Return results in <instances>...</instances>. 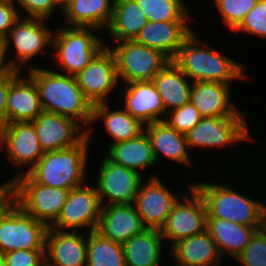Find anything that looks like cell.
Masks as SVG:
<instances>
[{"instance_id":"obj_1","label":"cell","mask_w":266,"mask_h":266,"mask_svg":"<svg viewBox=\"0 0 266 266\" xmlns=\"http://www.w3.org/2000/svg\"><path fill=\"white\" fill-rule=\"evenodd\" d=\"M28 69V76L34 80L38 88L43 111L69 117L78 124L81 120L85 132L91 137L93 105L78 86L76 77L41 67Z\"/></svg>"},{"instance_id":"obj_2","label":"cell","mask_w":266,"mask_h":266,"mask_svg":"<svg viewBox=\"0 0 266 266\" xmlns=\"http://www.w3.org/2000/svg\"><path fill=\"white\" fill-rule=\"evenodd\" d=\"M201 44L193 31L172 60L192 82L230 84L229 81L247 77L240 63L234 62L219 51L208 49L206 44Z\"/></svg>"},{"instance_id":"obj_3","label":"cell","mask_w":266,"mask_h":266,"mask_svg":"<svg viewBox=\"0 0 266 266\" xmlns=\"http://www.w3.org/2000/svg\"><path fill=\"white\" fill-rule=\"evenodd\" d=\"M89 140L86 135L73 147L45 152L27 174L36 183L53 188L72 190L85 184Z\"/></svg>"},{"instance_id":"obj_4","label":"cell","mask_w":266,"mask_h":266,"mask_svg":"<svg viewBox=\"0 0 266 266\" xmlns=\"http://www.w3.org/2000/svg\"><path fill=\"white\" fill-rule=\"evenodd\" d=\"M192 186L202 196L207 218H221L257 230L263 228L265 204L238 193L226 185L194 182Z\"/></svg>"},{"instance_id":"obj_5","label":"cell","mask_w":266,"mask_h":266,"mask_svg":"<svg viewBox=\"0 0 266 266\" xmlns=\"http://www.w3.org/2000/svg\"><path fill=\"white\" fill-rule=\"evenodd\" d=\"M19 172L11 182V199L28 215L51 226L66 203L70 190L36 183L28 174ZM50 222V223H49Z\"/></svg>"},{"instance_id":"obj_6","label":"cell","mask_w":266,"mask_h":266,"mask_svg":"<svg viewBox=\"0 0 266 266\" xmlns=\"http://www.w3.org/2000/svg\"><path fill=\"white\" fill-rule=\"evenodd\" d=\"M94 27H61L52 37V47L64 74L77 75L106 46L100 37L93 33ZM92 30V31H91ZM104 43V44H103Z\"/></svg>"},{"instance_id":"obj_7","label":"cell","mask_w":266,"mask_h":266,"mask_svg":"<svg viewBox=\"0 0 266 266\" xmlns=\"http://www.w3.org/2000/svg\"><path fill=\"white\" fill-rule=\"evenodd\" d=\"M47 229L10 199L0 210V256L17 250H45Z\"/></svg>"},{"instance_id":"obj_8","label":"cell","mask_w":266,"mask_h":266,"mask_svg":"<svg viewBox=\"0 0 266 266\" xmlns=\"http://www.w3.org/2000/svg\"><path fill=\"white\" fill-rule=\"evenodd\" d=\"M113 52L119 80L130 83L134 81H152L170 61L160 51L133 41H120L110 47Z\"/></svg>"},{"instance_id":"obj_9","label":"cell","mask_w":266,"mask_h":266,"mask_svg":"<svg viewBox=\"0 0 266 266\" xmlns=\"http://www.w3.org/2000/svg\"><path fill=\"white\" fill-rule=\"evenodd\" d=\"M102 205L96 187L81 185L70 190L57 220L49 226L59 231H77L88 227L95 231L101 215Z\"/></svg>"},{"instance_id":"obj_10","label":"cell","mask_w":266,"mask_h":266,"mask_svg":"<svg viewBox=\"0 0 266 266\" xmlns=\"http://www.w3.org/2000/svg\"><path fill=\"white\" fill-rule=\"evenodd\" d=\"M245 117H203L201 121L187 133L186 141L189 149L195 146L223 147L238 141L253 140L250 136Z\"/></svg>"},{"instance_id":"obj_11","label":"cell","mask_w":266,"mask_h":266,"mask_svg":"<svg viewBox=\"0 0 266 266\" xmlns=\"http://www.w3.org/2000/svg\"><path fill=\"white\" fill-rule=\"evenodd\" d=\"M190 199L186 195L173 205L164 227L160 230L163 239L175 242L203 233L207 226V211L200 193L191 185Z\"/></svg>"},{"instance_id":"obj_12","label":"cell","mask_w":266,"mask_h":266,"mask_svg":"<svg viewBox=\"0 0 266 266\" xmlns=\"http://www.w3.org/2000/svg\"><path fill=\"white\" fill-rule=\"evenodd\" d=\"M99 168L95 187L101 205L132 204L143 182L141 173L113 163L107 157L102 159Z\"/></svg>"},{"instance_id":"obj_13","label":"cell","mask_w":266,"mask_h":266,"mask_svg":"<svg viewBox=\"0 0 266 266\" xmlns=\"http://www.w3.org/2000/svg\"><path fill=\"white\" fill-rule=\"evenodd\" d=\"M75 77L78 86L92 105L108 103L106 99L119 81L116 59L108 45Z\"/></svg>"},{"instance_id":"obj_14","label":"cell","mask_w":266,"mask_h":266,"mask_svg":"<svg viewBox=\"0 0 266 266\" xmlns=\"http://www.w3.org/2000/svg\"><path fill=\"white\" fill-rule=\"evenodd\" d=\"M44 21L46 19L20 17L8 32L5 38L6 53L12 42L17 54L15 60L8 61L14 70L21 71V64L30 61L34 56L37 57L45 47L52 44L54 32L44 26Z\"/></svg>"},{"instance_id":"obj_15","label":"cell","mask_w":266,"mask_h":266,"mask_svg":"<svg viewBox=\"0 0 266 266\" xmlns=\"http://www.w3.org/2000/svg\"><path fill=\"white\" fill-rule=\"evenodd\" d=\"M179 196L173 194L156 176L140 184L133 205L148 229L161 230Z\"/></svg>"},{"instance_id":"obj_16","label":"cell","mask_w":266,"mask_h":266,"mask_svg":"<svg viewBox=\"0 0 266 266\" xmlns=\"http://www.w3.org/2000/svg\"><path fill=\"white\" fill-rule=\"evenodd\" d=\"M5 146L10 161L15 165H30L26 174L45 153L31 122L7 123L0 129V147Z\"/></svg>"},{"instance_id":"obj_17","label":"cell","mask_w":266,"mask_h":266,"mask_svg":"<svg viewBox=\"0 0 266 266\" xmlns=\"http://www.w3.org/2000/svg\"><path fill=\"white\" fill-rule=\"evenodd\" d=\"M31 123L44 152L73 147L87 135L84 128L78 132L80 124L53 112L42 111Z\"/></svg>"},{"instance_id":"obj_18","label":"cell","mask_w":266,"mask_h":266,"mask_svg":"<svg viewBox=\"0 0 266 266\" xmlns=\"http://www.w3.org/2000/svg\"><path fill=\"white\" fill-rule=\"evenodd\" d=\"M45 263L48 266H87V238L77 231L47 229Z\"/></svg>"},{"instance_id":"obj_19","label":"cell","mask_w":266,"mask_h":266,"mask_svg":"<svg viewBox=\"0 0 266 266\" xmlns=\"http://www.w3.org/2000/svg\"><path fill=\"white\" fill-rule=\"evenodd\" d=\"M146 229L132 204L102 206L96 232L112 242L124 244Z\"/></svg>"},{"instance_id":"obj_20","label":"cell","mask_w":266,"mask_h":266,"mask_svg":"<svg viewBox=\"0 0 266 266\" xmlns=\"http://www.w3.org/2000/svg\"><path fill=\"white\" fill-rule=\"evenodd\" d=\"M230 85L211 81H194L190 102L202 117H245L230 101Z\"/></svg>"},{"instance_id":"obj_21","label":"cell","mask_w":266,"mask_h":266,"mask_svg":"<svg viewBox=\"0 0 266 266\" xmlns=\"http://www.w3.org/2000/svg\"><path fill=\"white\" fill-rule=\"evenodd\" d=\"M186 22L148 21L134 41L160 51L172 61L184 40L193 32Z\"/></svg>"},{"instance_id":"obj_22","label":"cell","mask_w":266,"mask_h":266,"mask_svg":"<svg viewBox=\"0 0 266 266\" xmlns=\"http://www.w3.org/2000/svg\"><path fill=\"white\" fill-rule=\"evenodd\" d=\"M124 93V109L143 125L164 121L159 115L166 114L162 98L152 81H134L127 83Z\"/></svg>"},{"instance_id":"obj_23","label":"cell","mask_w":266,"mask_h":266,"mask_svg":"<svg viewBox=\"0 0 266 266\" xmlns=\"http://www.w3.org/2000/svg\"><path fill=\"white\" fill-rule=\"evenodd\" d=\"M19 75L11 81L7 94V123L32 122L43 111L34 80L30 76L24 80Z\"/></svg>"},{"instance_id":"obj_24","label":"cell","mask_w":266,"mask_h":266,"mask_svg":"<svg viewBox=\"0 0 266 266\" xmlns=\"http://www.w3.org/2000/svg\"><path fill=\"white\" fill-rule=\"evenodd\" d=\"M172 258L180 266H220L221 254L217 244L205 230L203 233L171 244Z\"/></svg>"},{"instance_id":"obj_25","label":"cell","mask_w":266,"mask_h":266,"mask_svg":"<svg viewBox=\"0 0 266 266\" xmlns=\"http://www.w3.org/2000/svg\"><path fill=\"white\" fill-rule=\"evenodd\" d=\"M115 0H67L61 10L68 26L108 28Z\"/></svg>"},{"instance_id":"obj_26","label":"cell","mask_w":266,"mask_h":266,"mask_svg":"<svg viewBox=\"0 0 266 266\" xmlns=\"http://www.w3.org/2000/svg\"><path fill=\"white\" fill-rule=\"evenodd\" d=\"M144 130H146L150 138L156 162L160 154H163L169 160L184 165L189 164L190 155L187 152L189 147L185 134L177 132L165 121L147 124Z\"/></svg>"},{"instance_id":"obj_27","label":"cell","mask_w":266,"mask_h":266,"mask_svg":"<svg viewBox=\"0 0 266 266\" xmlns=\"http://www.w3.org/2000/svg\"><path fill=\"white\" fill-rule=\"evenodd\" d=\"M188 77L173 62L168 64L154 77L152 82L156 86L157 92L162 98V102L167 111L180 108L190 101V91L192 81L188 83Z\"/></svg>"},{"instance_id":"obj_28","label":"cell","mask_w":266,"mask_h":266,"mask_svg":"<svg viewBox=\"0 0 266 266\" xmlns=\"http://www.w3.org/2000/svg\"><path fill=\"white\" fill-rule=\"evenodd\" d=\"M107 158L113 163L137 171L151 167L156 163L152 145L144 130L137 137L127 141L110 144Z\"/></svg>"},{"instance_id":"obj_29","label":"cell","mask_w":266,"mask_h":266,"mask_svg":"<svg viewBox=\"0 0 266 266\" xmlns=\"http://www.w3.org/2000/svg\"><path fill=\"white\" fill-rule=\"evenodd\" d=\"M206 230L217 244L221 256L227 252L235 258L244 251L257 231L254 227H248L221 218H207Z\"/></svg>"},{"instance_id":"obj_30","label":"cell","mask_w":266,"mask_h":266,"mask_svg":"<svg viewBox=\"0 0 266 266\" xmlns=\"http://www.w3.org/2000/svg\"><path fill=\"white\" fill-rule=\"evenodd\" d=\"M164 241L161 231L146 228L124 244L125 266H160Z\"/></svg>"},{"instance_id":"obj_31","label":"cell","mask_w":266,"mask_h":266,"mask_svg":"<svg viewBox=\"0 0 266 266\" xmlns=\"http://www.w3.org/2000/svg\"><path fill=\"white\" fill-rule=\"evenodd\" d=\"M147 22V16L136 0H115L107 29L117 42L133 41Z\"/></svg>"},{"instance_id":"obj_32","label":"cell","mask_w":266,"mask_h":266,"mask_svg":"<svg viewBox=\"0 0 266 266\" xmlns=\"http://www.w3.org/2000/svg\"><path fill=\"white\" fill-rule=\"evenodd\" d=\"M103 119L108 134L113 138L111 144L137 137L144 131L143 125L138 119L124 110H109L106 103L93 105L92 123Z\"/></svg>"},{"instance_id":"obj_33","label":"cell","mask_w":266,"mask_h":266,"mask_svg":"<svg viewBox=\"0 0 266 266\" xmlns=\"http://www.w3.org/2000/svg\"><path fill=\"white\" fill-rule=\"evenodd\" d=\"M87 236V266H125L122 244L102 237L96 231Z\"/></svg>"},{"instance_id":"obj_34","label":"cell","mask_w":266,"mask_h":266,"mask_svg":"<svg viewBox=\"0 0 266 266\" xmlns=\"http://www.w3.org/2000/svg\"><path fill=\"white\" fill-rule=\"evenodd\" d=\"M149 22L187 21L188 11L183 0H136Z\"/></svg>"},{"instance_id":"obj_35","label":"cell","mask_w":266,"mask_h":266,"mask_svg":"<svg viewBox=\"0 0 266 266\" xmlns=\"http://www.w3.org/2000/svg\"><path fill=\"white\" fill-rule=\"evenodd\" d=\"M259 0H214L223 22L235 30Z\"/></svg>"},{"instance_id":"obj_36","label":"cell","mask_w":266,"mask_h":266,"mask_svg":"<svg viewBox=\"0 0 266 266\" xmlns=\"http://www.w3.org/2000/svg\"><path fill=\"white\" fill-rule=\"evenodd\" d=\"M236 259L244 266H266V231L263 228L254 233Z\"/></svg>"},{"instance_id":"obj_37","label":"cell","mask_w":266,"mask_h":266,"mask_svg":"<svg viewBox=\"0 0 266 266\" xmlns=\"http://www.w3.org/2000/svg\"><path fill=\"white\" fill-rule=\"evenodd\" d=\"M169 112L167 116L170 117H167L164 121L177 132L183 134L193 129L203 118L190 101Z\"/></svg>"},{"instance_id":"obj_38","label":"cell","mask_w":266,"mask_h":266,"mask_svg":"<svg viewBox=\"0 0 266 266\" xmlns=\"http://www.w3.org/2000/svg\"><path fill=\"white\" fill-rule=\"evenodd\" d=\"M236 30L266 39V0H259Z\"/></svg>"},{"instance_id":"obj_39","label":"cell","mask_w":266,"mask_h":266,"mask_svg":"<svg viewBox=\"0 0 266 266\" xmlns=\"http://www.w3.org/2000/svg\"><path fill=\"white\" fill-rule=\"evenodd\" d=\"M6 266H43L45 250H17L0 256Z\"/></svg>"},{"instance_id":"obj_40","label":"cell","mask_w":266,"mask_h":266,"mask_svg":"<svg viewBox=\"0 0 266 266\" xmlns=\"http://www.w3.org/2000/svg\"><path fill=\"white\" fill-rule=\"evenodd\" d=\"M15 3L29 14L26 18H46L47 20L56 6H60L63 10V3L60 0H16Z\"/></svg>"},{"instance_id":"obj_41","label":"cell","mask_w":266,"mask_h":266,"mask_svg":"<svg viewBox=\"0 0 266 266\" xmlns=\"http://www.w3.org/2000/svg\"><path fill=\"white\" fill-rule=\"evenodd\" d=\"M14 2L16 0L0 3V37L6 38L14 23L21 17Z\"/></svg>"},{"instance_id":"obj_42","label":"cell","mask_w":266,"mask_h":266,"mask_svg":"<svg viewBox=\"0 0 266 266\" xmlns=\"http://www.w3.org/2000/svg\"><path fill=\"white\" fill-rule=\"evenodd\" d=\"M20 74V71L13 70L0 75V129L7 124L6 100L11 81Z\"/></svg>"},{"instance_id":"obj_43","label":"cell","mask_w":266,"mask_h":266,"mask_svg":"<svg viewBox=\"0 0 266 266\" xmlns=\"http://www.w3.org/2000/svg\"><path fill=\"white\" fill-rule=\"evenodd\" d=\"M6 54L5 38L0 37V75L14 70L9 62L5 61Z\"/></svg>"},{"instance_id":"obj_44","label":"cell","mask_w":266,"mask_h":266,"mask_svg":"<svg viewBox=\"0 0 266 266\" xmlns=\"http://www.w3.org/2000/svg\"><path fill=\"white\" fill-rule=\"evenodd\" d=\"M11 199V182L0 185V210Z\"/></svg>"},{"instance_id":"obj_45","label":"cell","mask_w":266,"mask_h":266,"mask_svg":"<svg viewBox=\"0 0 266 266\" xmlns=\"http://www.w3.org/2000/svg\"><path fill=\"white\" fill-rule=\"evenodd\" d=\"M263 229L266 231V206L264 209Z\"/></svg>"},{"instance_id":"obj_46","label":"cell","mask_w":266,"mask_h":266,"mask_svg":"<svg viewBox=\"0 0 266 266\" xmlns=\"http://www.w3.org/2000/svg\"><path fill=\"white\" fill-rule=\"evenodd\" d=\"M0 266H6L5 262L3 261L1 257H0Z\"/></svg>"},{"instance_id":"obj_47","label":"cell","mask_w":266,"mask_h":266,"mask_svg":"<svg viewBox=\"0 0 266 266\" xmlns=\"http://www.w3.org/2000/svg\"><path fill=\"white\" fill-rule=\"evenodd\" d=\"M6 1H10V0H0V3H4Z\"/></svg>"}]
</instances>
